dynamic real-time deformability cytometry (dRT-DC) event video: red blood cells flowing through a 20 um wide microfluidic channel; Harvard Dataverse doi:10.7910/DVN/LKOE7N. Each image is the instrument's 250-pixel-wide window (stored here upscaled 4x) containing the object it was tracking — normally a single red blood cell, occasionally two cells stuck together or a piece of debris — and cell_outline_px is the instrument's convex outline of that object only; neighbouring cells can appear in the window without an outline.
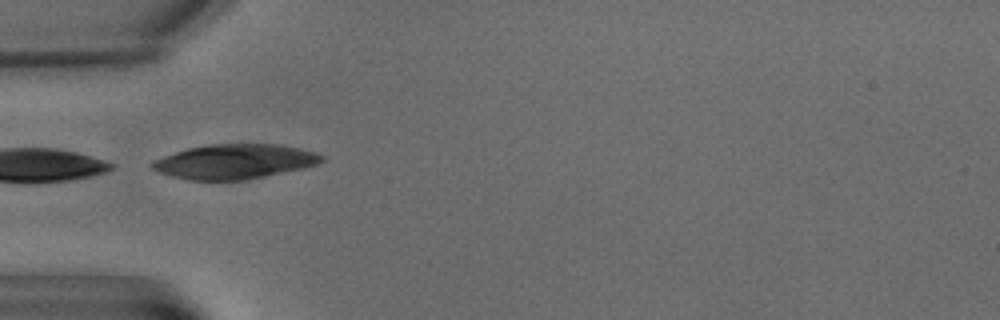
{"species": "common noctule bat (a hibernating species)", "species_latin": "Nyctalus noctula", "temperature_condition": "warm", "stored_images_in_passage": 9, "camera_frame_rate_fps": 3000, "um_per_image_px": 0.085, "animal": {"sex": "male", "body_mass_g": 15.6}, "frame": {"image": 1, "passage_image": 7, "time_ms": 7.0, "image_size_px": [1000, 320], "cell_outline_px": [[324, 160], [316, 164], [304, 168], [248, 180], [188, 180], [172, 176], [160, 172], [152, 168], [148, 164], [152, 160], [188, 148], [208, 144], [280, 144], [300, 148], [316, 152], [324, 156]], "centroid_in_image_um": [19.95, 13.73], "position_along_channel_um": 65.0, "area_um2": 34.39}}